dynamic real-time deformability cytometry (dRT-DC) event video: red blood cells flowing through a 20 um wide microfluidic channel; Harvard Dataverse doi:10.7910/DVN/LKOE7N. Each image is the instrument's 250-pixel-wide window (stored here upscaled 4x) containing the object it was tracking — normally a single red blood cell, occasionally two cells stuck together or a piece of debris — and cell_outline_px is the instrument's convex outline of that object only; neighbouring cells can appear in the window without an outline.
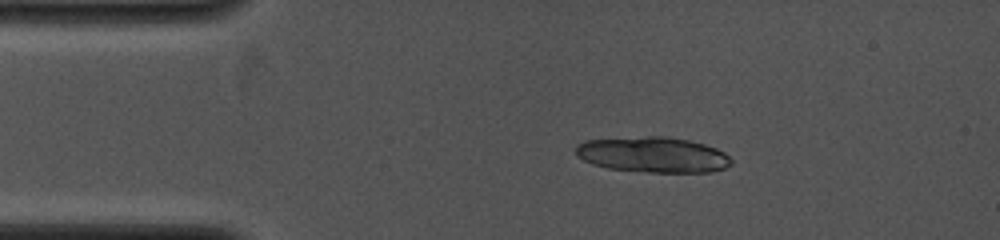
{"species": "common noctule bat (a hibernating species)", "species_latin": "Nyctalus noctula", "temperature_condition": "cold", "stored_images_in_passage": 2, "camera_frame_rate_fps": 4000, "um_per_image_px": 0.085, "animal": {"sex": "female", "body_mass_g": 19.0, "forearm_length_mm": 53.3}, "frame": {"image": 1, "passage_image": 2, "time_ms": 1.25, "image_size_px": [1000, 240], "cell_outline_px": [[732, 164], [724, 168], [712, 172], [648, 172], [608, 168], [592, 164], [576, 156], [576, 148], [584, 140], [648, 136], [664, 136], [688, 140], [704, 144], [716, 148], [724, 152], [732, 160]], "centroid_in_image_um": [55.51, 13.15], "position_along_channel_um": 29.5, "area_um2": 32.14}}